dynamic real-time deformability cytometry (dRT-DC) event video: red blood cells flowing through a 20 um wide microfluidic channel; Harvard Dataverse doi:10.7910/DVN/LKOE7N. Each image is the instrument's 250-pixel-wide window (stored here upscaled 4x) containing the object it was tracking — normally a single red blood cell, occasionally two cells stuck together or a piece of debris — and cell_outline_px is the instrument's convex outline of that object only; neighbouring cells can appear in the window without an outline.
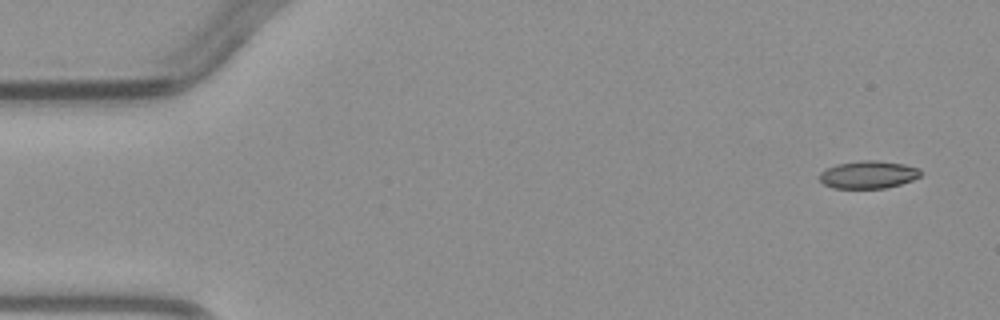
{"species": "common noctule bat (a hibernating species)", "species_latin": "Nyctalus noctula", "temperature_condition": "warm", "stored_images_in_passage": 3, "segment_of_instrument_passage": [2, 2], "camera_frame_rate_fps": 3000, "um_per_image_px": 0.085, "animal": {"sex": "male", "body_mass_g": 23.1, "forearm_length_mm": 52.7}, "frame": {"image": 1, "passage_image": 3, "time_ms": 2.333, "image_size_px": [1000, 320], "cell_outline_px": [[920, 176], [912, 180], [900, 184], [884, 188], [832, 188], [824, 184], [820, 180], [820, 172], [836, 164], [860, 160], [876, 160], [904, 164], [920, 168]], "centroid_in_image_um": [73.8, 14.84], "position_along_channel_um": 11.2, "area_um2": 16.24}}